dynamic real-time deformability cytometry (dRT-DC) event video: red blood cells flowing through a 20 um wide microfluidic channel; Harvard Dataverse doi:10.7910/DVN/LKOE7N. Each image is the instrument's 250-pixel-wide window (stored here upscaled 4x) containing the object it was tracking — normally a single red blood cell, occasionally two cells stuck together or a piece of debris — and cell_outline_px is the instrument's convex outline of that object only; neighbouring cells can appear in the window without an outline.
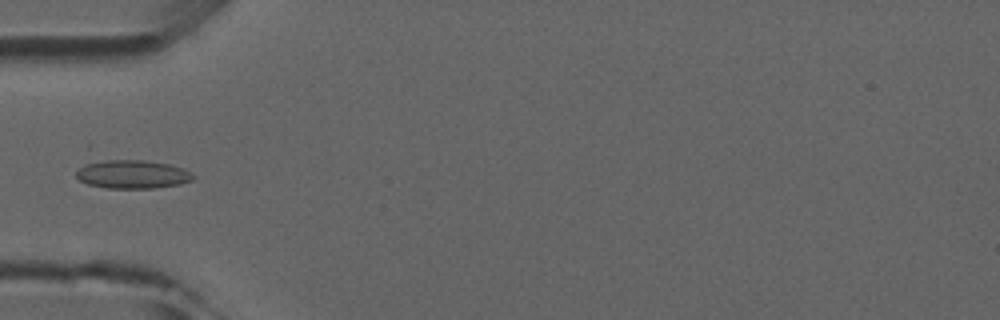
{"species": "common noctule bat (a hibernating species)", "species_latin": "Nyctalus noctula", "temperature_condition": "room temperature", "stored_images_in_passage": 5, "camera_frame_rate_fps": 3000, "um_per_image_px": 0.085, "animal": {"sex": "male", "forearm_length_mm": 52.5}, "frame": {"image": 1, "passage_image": 4, "time_ms": 3.667, "image_size_px": [1000, 320], "cell_outline_px": [[196, 176], [192, 180], [180, 184], [152, 188], [108, 188], [88, 184], [80, 180], [76, 176], [76, 172], [84, 164], [104, 160], [144, 160], [168, 164], [184, 168]], "centroid_in_image_um": [11.28, 14.81], "position_along_channel_um": 73.7, "area_um2": 19.31}}
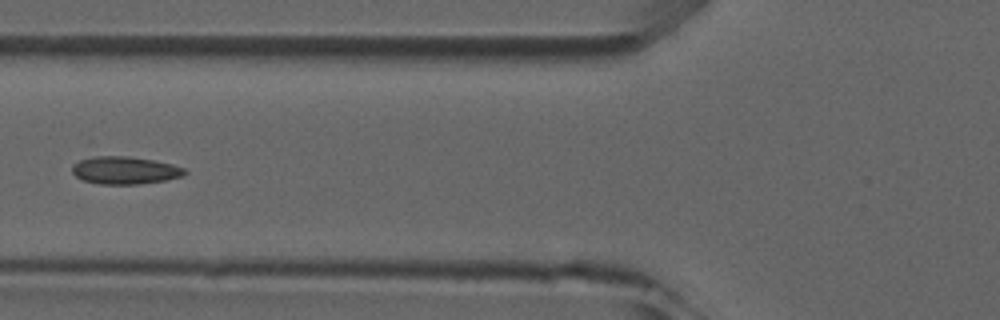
{"frame": {"image": 2, "passage_image": 5, "time_ms": 4.667, "image_size_px": [1000, 320], "cell_outline_px": [[188, 172], [184, 176], [164, 180], [136, 184], [100, 184], [84, 180], [76, 176], [72, 172], [72, 164], [80, 160], [92, 156], [128, 156], [152, 160], [172, 164], [184, 168]], "centroid_in_image_um": [10.61, 14.47], "position_along_channel_um": 115.2, "area_um2": 18.03}}